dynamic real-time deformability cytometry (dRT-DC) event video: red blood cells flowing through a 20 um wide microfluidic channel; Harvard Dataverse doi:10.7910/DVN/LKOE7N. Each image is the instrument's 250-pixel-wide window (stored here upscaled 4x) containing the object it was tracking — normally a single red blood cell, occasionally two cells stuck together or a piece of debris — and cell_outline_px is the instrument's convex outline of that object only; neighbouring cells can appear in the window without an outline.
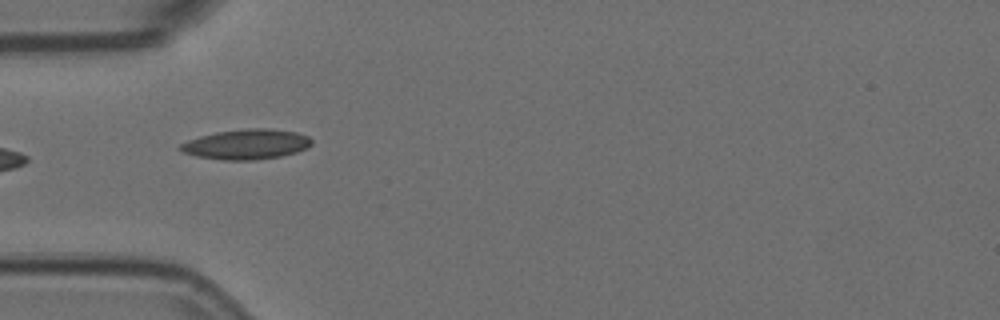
{"species": "Egyptian fruit bat (a non-hibernating species)", "species_latin": "Rousettus aegyptiacus", "temperature_condition": "room temperature", "stored_images_in_passage": 2, "camera_frame_rate_fps": 3000, "um_per_image_px": 0.085, "animal": {"sex": "female"}, "frame": {"image": 1, "passage_image": 1, "time_ms": 0.0, "image_size_px": [1000, 320], "cell_outline_px": [[312, 144], [308, 148], [296, 152], [280, 156], [256, 160], [224, 160], [196, 156], [184, 152], [176, 148], [180, 144], [188, 140], [200, 136], [216, 132], [248, 128], [268, 128], [296, 132], [308, 136], [312, 140]], "centroid_in_image_um": [20.95, 12.26], "position_along_channel_um": 64.1, "area_um2": 23.06}}
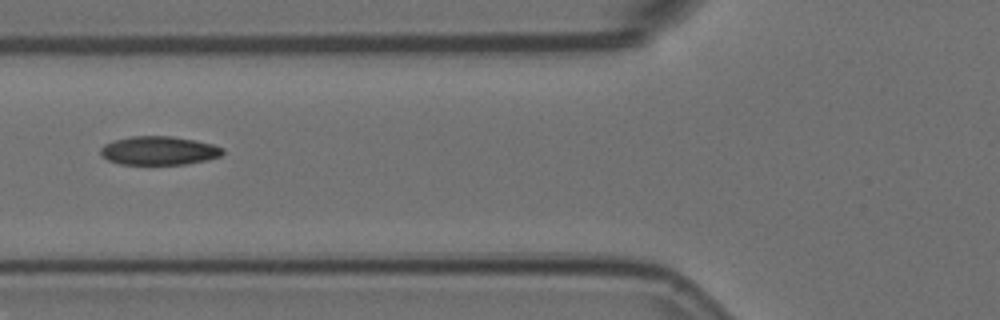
{"frame": {"image": 2, "passage_image": 2, "time_ms": 0.333, "image_size_px": [1000, 320], "cell_outline_px": [[224, 152], [220, 156], [208, 160], [184, 164], [120, 164], [108, 160], [100, 152], [100, 148], [104, 144], [116, 140], [132, 136], [172, 136], [212, 144], [224, 148]], "centroid_in_image_um": [13.52, 12.8], "position_along_channel_um": 112.3, "area_um2": 20.23}}